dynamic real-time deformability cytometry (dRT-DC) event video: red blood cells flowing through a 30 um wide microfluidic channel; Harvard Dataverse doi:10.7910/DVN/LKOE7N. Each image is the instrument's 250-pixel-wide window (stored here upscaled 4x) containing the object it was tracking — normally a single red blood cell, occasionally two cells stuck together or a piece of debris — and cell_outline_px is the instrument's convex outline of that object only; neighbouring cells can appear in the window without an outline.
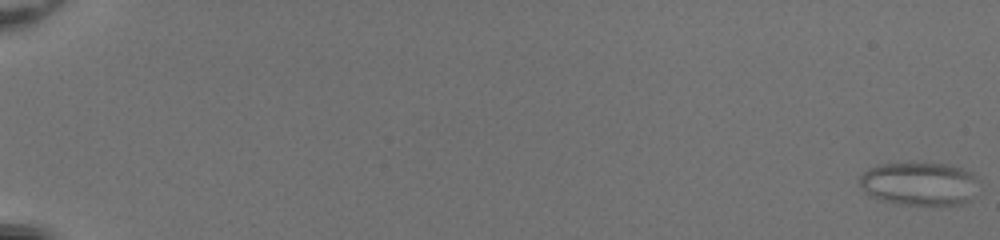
{"species": "common noctule bat (a hibernating species)", "species_latin": "Nyctalus noctula", "temperature_condition": "room temperature", "stored_images_in_passage": 53, "camera_frame_rate_fps": 3000, "um_per_image_px": 0.085, "animal": {"sex": "female", "body_mass_g": 20.0, "forearm_length_mm": 54.0}, "frame": {"image": 1, "passage_image": 1, "time_ms": 0.0, "image_size_px": [1000, 240], "cell_outline_px": [[980, 192], [972, 200], [960, 204], [900, 204], [880, 200], [868, 196], [860, 184], [860, 176], [868, 168], [880, 164], [948, 164], [972, 172], [980, 180]], "centroid_in_image_um": [78.23, 15.63], "position_along_channel_um": 6.8, "area_um2": 30.4}}
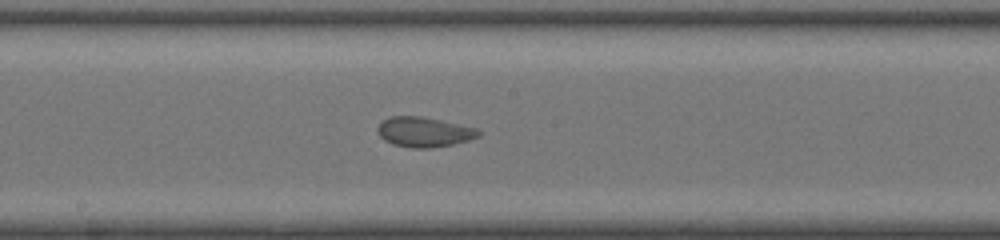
{"frame": {"image": 2, "passage_image": 32, "time_ms": 10.333, "image_size_px": [1000, 240], "cell_outline_px": [[480, 136], [468, 140], [452, 144], [432, 148], [412, 148], [392, 144], [384, 140], [380, 136], [376, 128], [388, 116], [420, 116], [440, 120], [476, 128], [480, 132]], "centroid_in_image_um": [36.02, 11.22], "position_along_channel_um": 212.2, "area_um2": 17.51}}
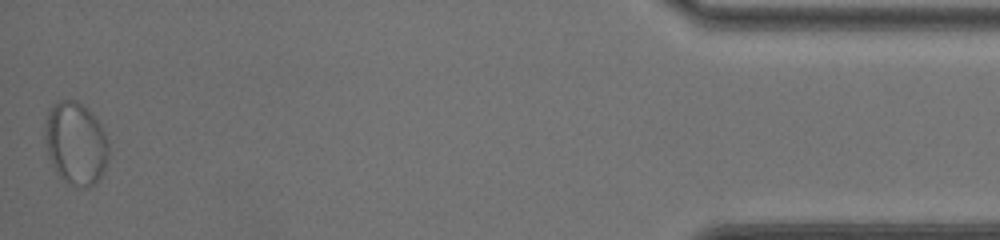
{"frame": {"image": 3, "passage_image": 53, "time_ms": 17.333, "image_size_px": [1000, 240], "cell_outline_px": [[108, 156], [104, 168], [100, 176], [88, 188], [76, 188], [64, 180], [56, 172], [48, 156], [44, 140], [44, 128], [48, 112], [52, 104], [60, 100], [76, 100], [84, 104], [88, 108], [100, 124], [104, 132], [108, 144]], "centroid_in_image_um": [6.41, 12.17], "position_along_channel_um": 428.8, "area_um2": 30.87}}